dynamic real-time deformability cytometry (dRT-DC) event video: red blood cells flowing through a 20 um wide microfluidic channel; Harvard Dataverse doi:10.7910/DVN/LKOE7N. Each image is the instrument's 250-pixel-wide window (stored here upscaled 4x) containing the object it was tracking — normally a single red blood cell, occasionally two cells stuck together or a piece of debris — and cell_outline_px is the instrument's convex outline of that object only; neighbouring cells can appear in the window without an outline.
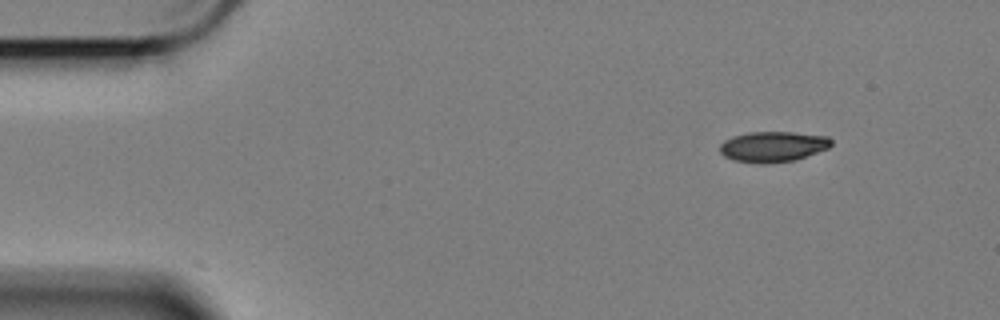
{"species": "Egyptian fruit bat (a non-hibernating species)", "species_latin": "Rousettus aegyptiacus", "temperature_condition": "cold", "stored_images_in_passage": 53, "camera_frame_rate_fps": 3000, "um_per_image_px": 0.085, "animal": {"sex": "female"}, "frame": {"image": 1, "passage_image": 1, "time_ms": 0.0, "image_size_px": [1000, 320], "cell_outline_px": [[832, 144], [828, 148], [792, 160], [732, 160], [724, 156], [720, 152], [720, 144], [724, 140], [732, 136], [748, 132], [792, 132], [828, 136], [832, 140]], "centroid_in_image_um": [65.7, 12.39], "position_along_channel_um": 19.3, "area_um2": 18.84}}
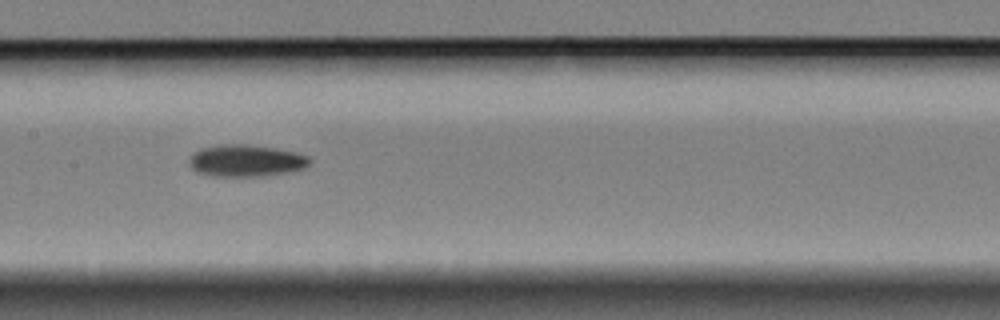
{"frame": {"image": 2, "passage_image": 23, "time_ms": 7.333, "image_size_px": [1000, 320], "cell_outline_px": [[312, 160], [304, 168], [292, 172], [264, 176], [212, 176], [196, 172], [192, 168], [192, 156], [200, 148], [224, 144], [248, 144], [276, 148], [296, 152], [308, 156]], "centroid_in_image_um": [20.98, 13.66], "position_along_channel_um": 186.4, "area_um2": 22.37}}
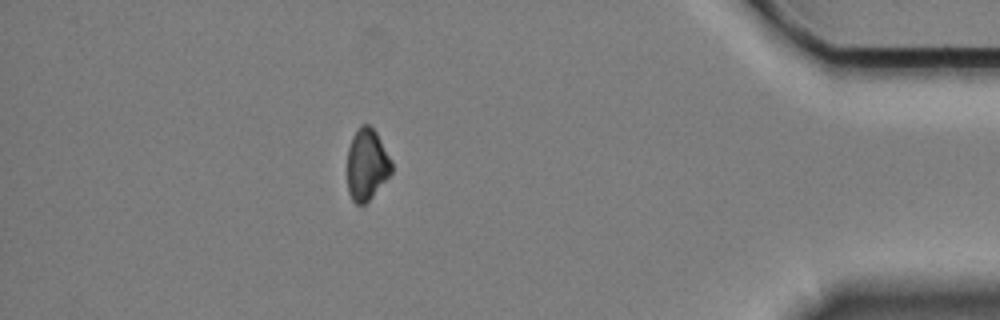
{"frame": {"image": 3, "passage_image": 46, "time_ms": 15.0, "image_size_px": [1000, 320], "cell_outline_px": [[392, 172], [372, 196], [364, 204], [356, 204], [352, 200], [348, 192], [348, 148], [352, 136], [360, 124], [368, 124], [376, 132], [392, 160]], "centroid_in_image_um": [31.17, 13.96], "position_along_channel_um": 404.0, "area_um2": 18.38}, "authors_computed_cell_mechanics": {"area_um2": 20.7502, "velocity_mm_per_s": 3.4034, "shape_relaxation_time_tau1_ms": 3.9293, "shape_relaxation_time_tau2_ms": null, "deformation_change_tau1": 0.0937, "deformation_change_tau2": null}}